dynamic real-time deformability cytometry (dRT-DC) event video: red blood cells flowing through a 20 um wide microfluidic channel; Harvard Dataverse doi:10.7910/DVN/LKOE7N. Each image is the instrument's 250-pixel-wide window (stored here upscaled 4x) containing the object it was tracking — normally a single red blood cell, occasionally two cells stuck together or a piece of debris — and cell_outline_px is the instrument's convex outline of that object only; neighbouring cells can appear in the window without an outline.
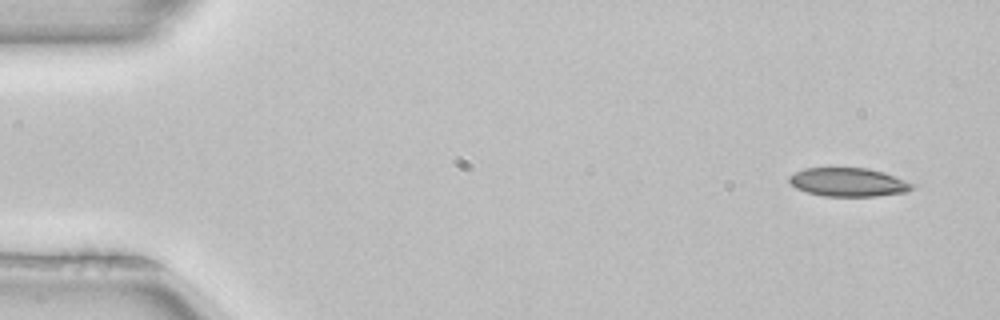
{"species": "common noctule bat (a hibernating species)", "species_latin": "Nyctalus noctula", "temperature_condition": "room temperature", "stored_images_in_passage": 5, "camera_frame_rate_fps": 3000, "um_per_image_px": 0.085, "animal": {"sex": "female", "body_mass_g": 22.7, "forearm_length_mm": 54.2}, "frame": {"image": 1, "passage_image": 1, "time_ms": 0.0, "image_size_px": [1000, 320], "cell_outline_px": [[916, 184], [908, 192], [876, 196], [824, 196], [808, 192], [796, 188], [788, 180], [788, 176], [804, 168], [868, 168]], "centroid_in_image_um": [72.09, 15.49], "position_along_channel_um": 12.9, "area_um2": 20.29}}
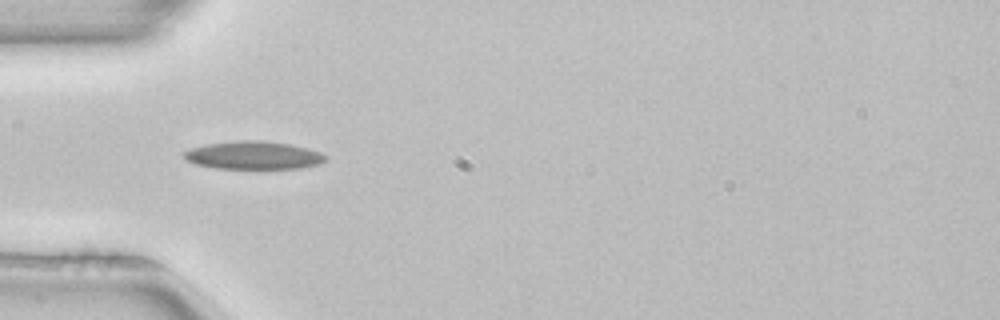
{"frame": {"image": 2, "passage_image": 4, "time_ms": 1.0, "image_size_px": [1000, 320], "cell_outline_px": [[328, 160], [320, 164], [300, 168], [216, 168], [196, 164], [188, 160], [184, 156], [184, 152], [188, 148], [208, 144], [240, 140], [260, 140], [288, 144], [308, 148], [320, 152], [328, 156]], "centroid_in_image_um": [21.59, 13.19], "position_along_channel_um": 63.4, "area_um2": 23.0}}